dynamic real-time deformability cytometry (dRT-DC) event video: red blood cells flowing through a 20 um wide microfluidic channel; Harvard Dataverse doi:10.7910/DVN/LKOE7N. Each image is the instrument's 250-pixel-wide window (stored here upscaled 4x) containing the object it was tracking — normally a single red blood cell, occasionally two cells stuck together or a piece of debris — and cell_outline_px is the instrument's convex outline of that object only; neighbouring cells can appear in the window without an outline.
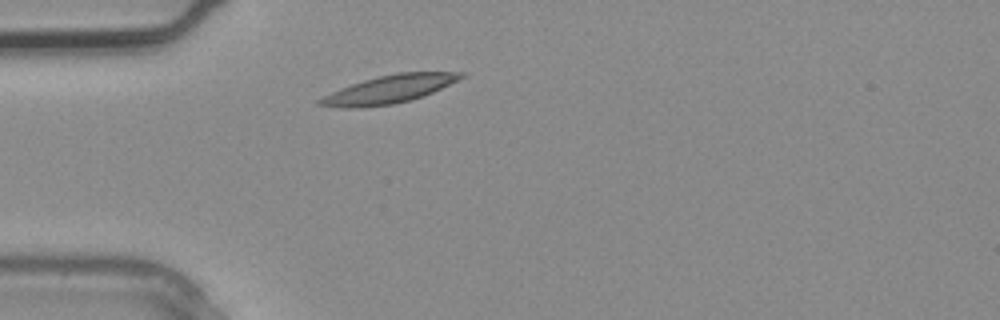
{"species": "common noctule bat (a hibernating species)", "species_latin": "Nyctalus noctula", "temperature_condition": "warm", "stored_images_in_passage": 2, "camera_frame_rate_fps": 3000, "um_per_image_px": 0.085, "animal": {"sex": "male", "body_mass_g": 20.4}, "frame": {"image": 1, "passage_image": 2, "time_ms": 0.333, "image_size_px": [1000, 320], "cell_outline_px": [[464, 76], [432, 92], [412, 100], [392, 104], [356, 108], [344, 108], [316, 104], [316, 100], [340, 88], [364, 80], [396, 72], [464, 72]], "centroid_in_image_um": [33.03, 7.59], "position_along_channel_um": 52.0, "area_um2": 22.6}}